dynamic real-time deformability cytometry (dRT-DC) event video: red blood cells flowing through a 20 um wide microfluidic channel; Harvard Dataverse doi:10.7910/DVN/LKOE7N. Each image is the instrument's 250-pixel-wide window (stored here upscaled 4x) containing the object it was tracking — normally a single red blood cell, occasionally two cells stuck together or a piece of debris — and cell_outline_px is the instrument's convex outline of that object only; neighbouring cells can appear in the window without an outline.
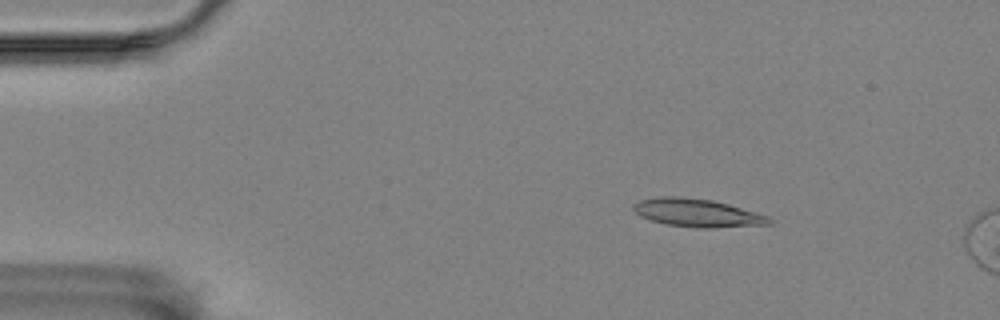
{"species": "Egyptian fruit bat (a non-hibernating species)", "species_latin": "Rousettus aegyptiacus", "temperature_condition": "room temperature", "stored_images_in_passage": 10, "segment_of_instrument_passage": [1, 2], "camera_frame_rate_fps": 3000, "um_per_image_px": 0.085, "animal": {"sex": "female"}, "frame": {"image": 1, "passage_image": 7, "time_ms": 2.0, "image_size_px": [1000, 320], "cell_outline_px": [[772, 224], [708, 228], [696, 228], [668, 224], [652, 220], [640, 216], [632, 208], [632, 204], [640, 200], [660, 196], [680, 196], [712, 200], [728, 204], [756, 212], [768, 216], [772, 220]], "centroid_in_image_um": [59.26, 18.09], "position_along_channel_um": 25.7, "area_um2": 22.14}}